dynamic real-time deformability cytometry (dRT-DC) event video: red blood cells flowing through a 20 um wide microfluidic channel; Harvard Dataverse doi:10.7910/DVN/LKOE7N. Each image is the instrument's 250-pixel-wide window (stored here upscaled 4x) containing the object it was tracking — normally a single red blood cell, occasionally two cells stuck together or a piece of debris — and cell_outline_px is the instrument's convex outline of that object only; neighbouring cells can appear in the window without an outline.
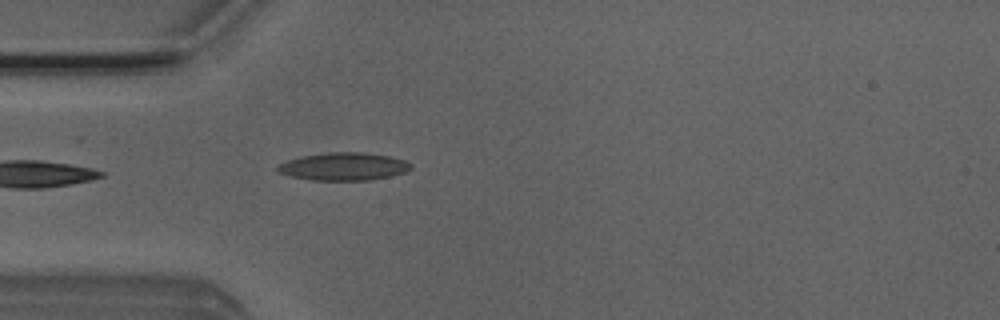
{"species": "Egyptian fruit bat (a non-hibernating species)", "species_latin": "Rousettus aegyptiacus", "temperature_condition": "room temperature", "stored_images_in_passage": 3, "camera_frame_rate_fps": 3000, "um_per_image_px": 0.085, "animal": {"sex": "male"}, "frame": {"image": 1, "passage_image": 3, "time_ms": 0.667, "image_size_px": [1000, 320], "cell_outline_px": [[412, 168], [404, 172], [392, 176], [368, 180], [312, 180], [292, 176], [276, 172], [276, 168], [280, 164], [288, 160], [304, 156], [328, 152], [364, 152], [388, 156], [404, 160], [412, 164]], "centroid_in_image_um": [29.22, 14.15], "position_along_channel_um": 55.8, "area_um2": 21.44}}